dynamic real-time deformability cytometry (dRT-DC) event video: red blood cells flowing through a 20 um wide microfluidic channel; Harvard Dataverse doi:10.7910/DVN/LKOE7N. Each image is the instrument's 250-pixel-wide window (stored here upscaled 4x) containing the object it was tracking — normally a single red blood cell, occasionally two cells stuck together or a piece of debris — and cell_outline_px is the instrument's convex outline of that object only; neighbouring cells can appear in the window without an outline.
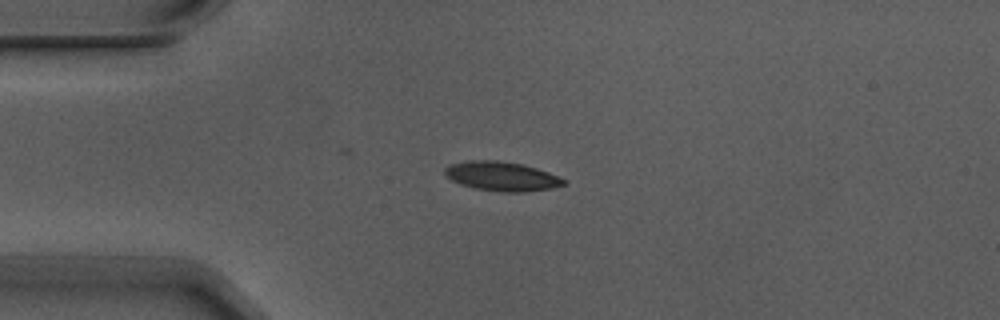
{"species": "Egyptian fruit bat (a non-hibernating species)", "species_latin": "Rousettus aegyptiacus", "temperature_condition": "warm", "stored_images_in_passage": 9, "camera_frame_rate_fps": 3000, "um_per_image_px": 0.085, "animal": {"sex": "male"}, "frame": {"image": 1, "passage_image": 4, "time_ms": 1.0, "image_size_px": [1000, 320], "cell_outline_px": [[568, 184], [552, 188], [524, 192], [504, 192], [476, 188], [460, 184], [444, 176], [444, 168], [452, 164], [468, 160], [496, 160], [524, 164], [548, 172], [568, 180]], "centroid_in_image_um": [42.68, 14.98], "position_along_channel_um": 42.3, "area_um2": 20.4}}
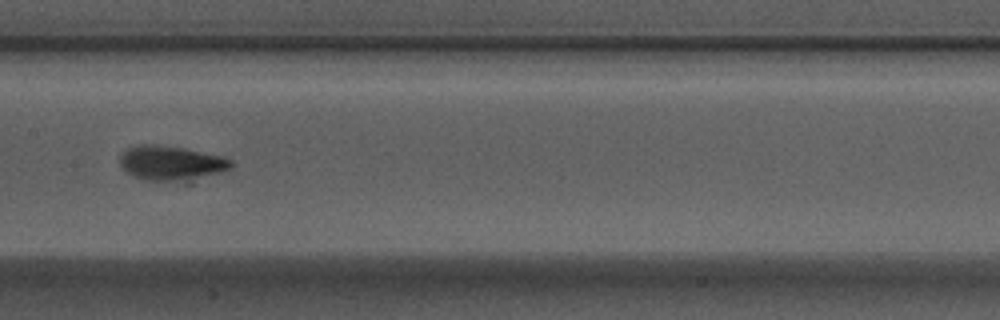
{"frame": {"image": 2, "passage_image": 8, "time_ms": 2.333, "image_size_px": [1000, 320], "cell_outline_px": [[232, 164], [228, 168], [216, 172], [180, 180], [144, 180], [128, 172], [120, 164], [120, 152], [128, 148], [140, 144], [156, 144], [184, 148], [220, 156], [232, 160]], "centroid_in_image_um": [14.44, 13.81], "position_along_channel_um": 193.0, "area_um2": 21.44}}
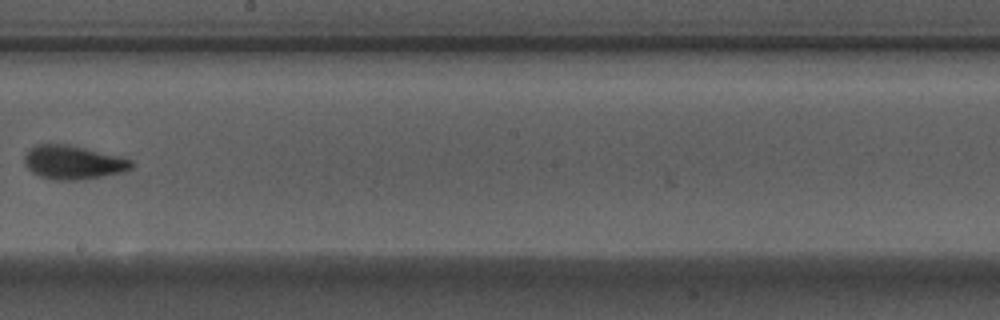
{"frame": {"image": 3, "passage_image": 9, "time_ms": 2.667, "image_size_px": [1000, 320], "cell_outline_px": [[136, 164], [132, 168], [124, 172], [76, 180], [52, 180], [40, 176], [32, 172], [24, 164], [24, 156], [32, 148], [40, 144], [64, 144], [84, 148], [120, 156], [132, 160]], "centroid_in_image_um": [6.24, 13.81], "position_along_channel_um": 242.0, "area_um2": 20.87}}